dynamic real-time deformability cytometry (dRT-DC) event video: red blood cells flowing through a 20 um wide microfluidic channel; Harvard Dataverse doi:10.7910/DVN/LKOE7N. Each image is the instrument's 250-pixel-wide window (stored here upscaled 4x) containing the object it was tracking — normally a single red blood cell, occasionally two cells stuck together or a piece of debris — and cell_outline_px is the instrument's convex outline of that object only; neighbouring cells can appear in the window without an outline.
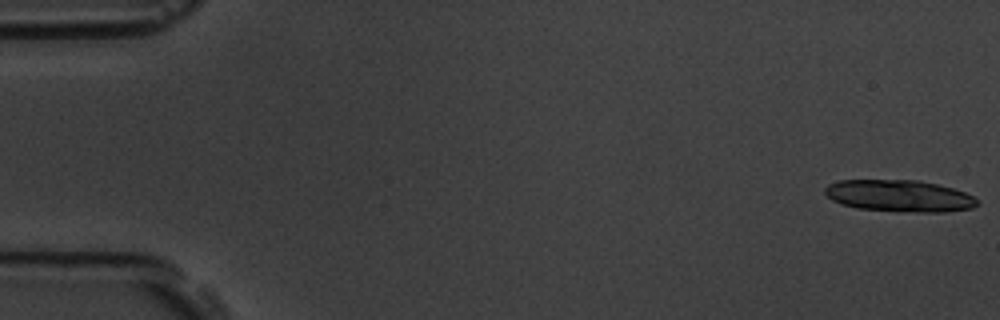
{"species": "common noctule bat (a hibernating species)", "species_latin": "Nyctalus noctula", "temperature_condition": "room temperature", "stored_images_in_passage": 18, "segment_of_instrument_passage": [1, 2], "camera_frame_rate_fps": 3000, "um_per_image_px": 0.085, "animal": {"sex": "male", "body_mass_g": 19.5, "forearm_length_mm": 54.6}, "frame": {"image": 1, "passage_image": 1, "time_ms": 0.0, "image_size_px": [1000, 320], "cell_outline_px": [[980, 200], [972, 208], [944, 212], [896, 212], [856, 208], [840, 204], [832, 200], [824, 192], [824, 188], [828, 184], [840, 180], [916, 180], [936, 184], [952, 188], [964, 192]], "centroid_in_image_um": [76.41, 16.66], "position_along_channel_um": 8.6, "area_um2": 28.38}}